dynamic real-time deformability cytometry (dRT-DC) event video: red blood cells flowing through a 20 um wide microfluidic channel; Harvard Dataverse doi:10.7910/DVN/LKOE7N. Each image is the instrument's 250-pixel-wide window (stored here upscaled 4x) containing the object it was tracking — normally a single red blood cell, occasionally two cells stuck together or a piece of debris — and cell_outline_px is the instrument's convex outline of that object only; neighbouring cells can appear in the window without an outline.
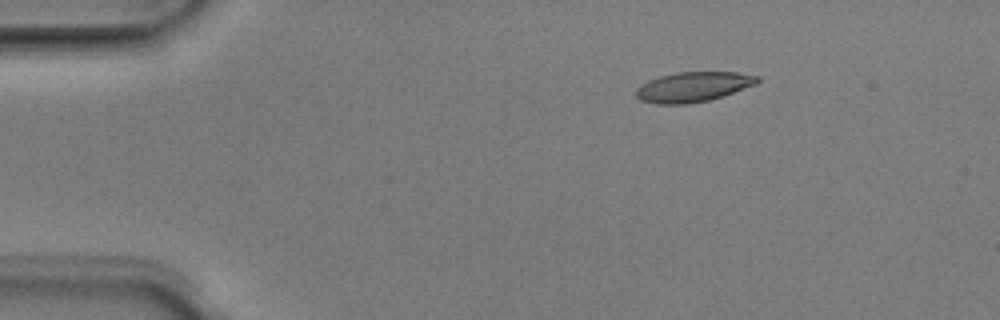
{"species": "Egyptian fruit bat (a non-hibernating species)", "species_latin": "Rousettus aegyptiacus", "temperature_condition": "room temperature", "stored_images_in_passage": 3, "camera_frame_rate_fps": 3000, "um_per_image_px": 0.085, "animal": {"sex": "male"}, "frame": {"image": 1, "passage_image": 1, "time_ms": 0.0, "image_size_px": [1000, 320], "cell_outline_px": [[760, 80], [756, 84], [724, 96], [708, 100], [688, 104], [656, 104], [640, 100], [636, 96], [636, 88], [640, 84], [648, 80], [660, 76], [676, 72], [736, 72], [760, 76]], "centroid_in_image_um": [58.91, 7.38], "position_along_channel_um": 26.1, "area_um2": 21.33}}